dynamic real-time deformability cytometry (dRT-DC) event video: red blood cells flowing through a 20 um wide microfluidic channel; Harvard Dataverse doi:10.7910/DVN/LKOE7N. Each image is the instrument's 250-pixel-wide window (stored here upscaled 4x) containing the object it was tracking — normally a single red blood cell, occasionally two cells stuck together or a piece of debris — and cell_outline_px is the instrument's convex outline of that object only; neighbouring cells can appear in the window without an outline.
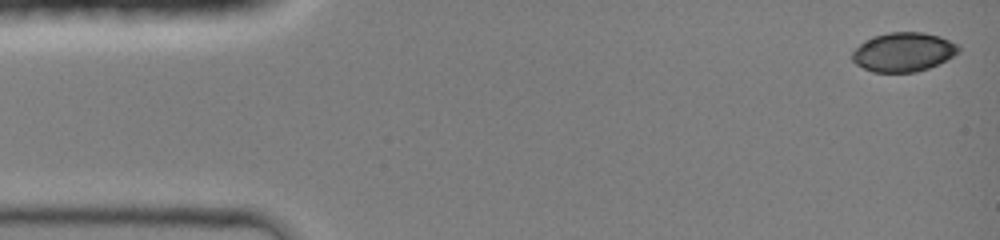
{"species": "common noctule bat (a hibernating species)", "species_latin": "Nyctalus noctula", "temperature_condition": "room temperature", "stored_images_in_passage": 11, "camera_frame_rate_fps": 3000, "um_per_image_px": 0.085, "animal": {"sex": "female", "body_mass_g": 19.0, "forearm_length_mm": 51.5}, "frame": {"image": 1, "passage_image": 1, "time_ms": 0.0, "image_size_px": [1000, 240], "cell_outline_px": [[960, 52], [928, 68], [916, 72], [872, 72], [856, 64], [852, 60], [852, 52], [864, 40], [872, 36], [888, 32], [924, 32], [940, 36], [960, 44]], "centroid_in_image_um": [76.79, 4.41], "position_along_channel_um": 8.2, "area_um2": 24.33}}